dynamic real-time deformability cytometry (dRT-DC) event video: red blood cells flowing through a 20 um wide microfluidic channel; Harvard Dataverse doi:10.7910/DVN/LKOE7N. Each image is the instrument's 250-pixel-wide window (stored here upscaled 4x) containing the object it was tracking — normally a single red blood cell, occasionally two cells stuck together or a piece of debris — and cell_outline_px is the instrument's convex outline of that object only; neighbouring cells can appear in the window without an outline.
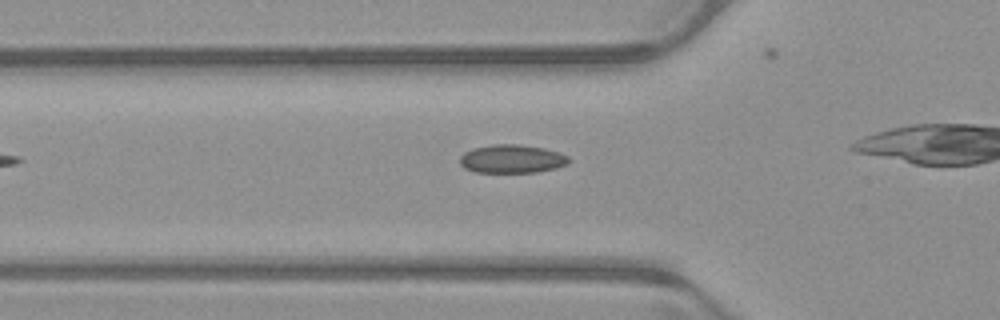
{"species": "common noctule bat (a hibernating species)", "species_latin": "Nyctalus noctula", "temperature_condition": "warm", "stored_images_in_passage": 7, "camera_frame_rate_fps": 3000, "um_per_image_px": 0.085, "animal": {"sex": "male", "body_mass_g": 23.1, "forearm_length_mm": 52.7}, "frame": {"image": 1, "passage_image": 2, "time_ms": 0.333, "image_size_px": [1000, 320], "cell_outline_px": [[572, 160], [556, 168], [536, 172], [476, 172], [464, 168], [460, 164], [460, 156], [464, 152], [472, 148], [492, 144], [516, 144], [544, 148], [560, 152], [568, 156]], "centroid_in_image_um": [43.5, 13.5], "position_along_channel_um": 82.3, "area_um2": 18.09}}
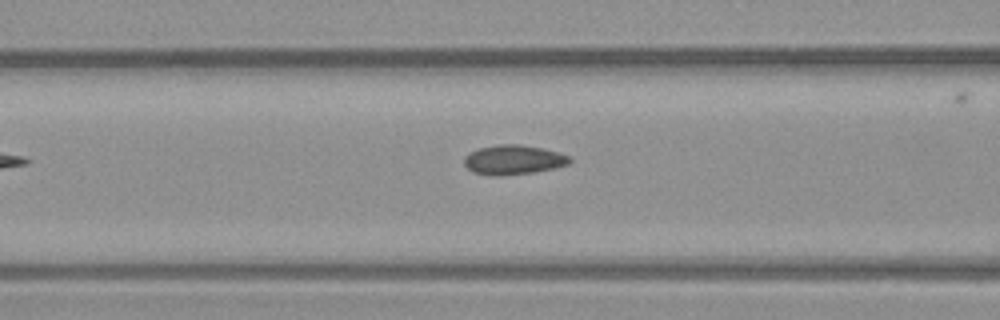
{"frame": {"image": 2, "passage_image": 5, "time_ms": 1.333, "image_size_px": [1000, 320], "cell_outline_px": [[572, 160], [568, 164], [552, 168], [532, 172], [500, 176], [492, 176], [472, 172], [464, 164], [464, 156], [468, 152], [480, 148], [500, 144], [520, 144], [544, 148], [568, 156]], "centroid_in_image_um": [43.59, 13.58], "position_along_channel_um": 123.0, "area_um2": 18.09}}